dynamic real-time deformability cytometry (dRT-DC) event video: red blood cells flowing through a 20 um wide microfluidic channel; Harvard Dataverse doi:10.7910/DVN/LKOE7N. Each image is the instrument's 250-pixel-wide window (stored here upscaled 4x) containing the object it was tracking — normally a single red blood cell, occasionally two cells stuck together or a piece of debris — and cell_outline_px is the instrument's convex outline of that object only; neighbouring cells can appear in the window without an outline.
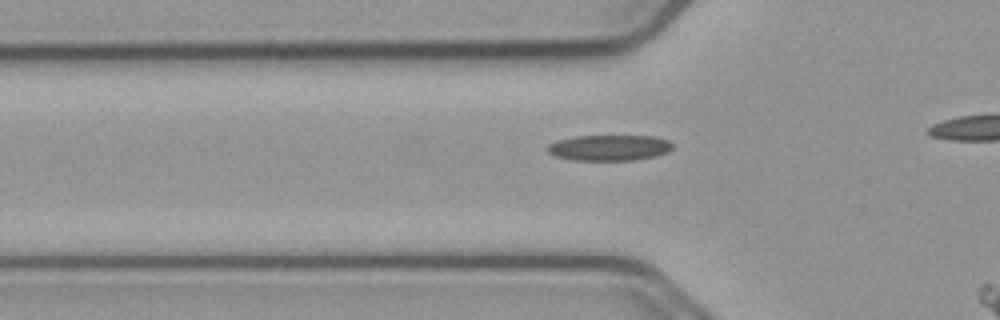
{"species": "common noctule bat (a hibernating species)", "species_latin": "Nyctalus noctula", "temperature_condition": "cold", "stored_images_in_passage": 8, "camera_frame_rate_fps": 3000, "um_per_image_px": 0.085, "animal": {"sex": "male", "body_mass_g": 23.1, "forearm_length_mm": 52.7}, "frame": {"image": 1, "passage_image": 5, "time_ms": 1.333, "image_size_px": [1000, 320], "cell_outline_px": [[672, 148], [668, 152], [656, 156], [632, 160], [572, 160], [556, 156], [548, 152], [544, 148], [548, 144], [556, 140], [576, 136], [656, 136], [668, 140], [672, 144]], "centroid_in_image_um": [51.76, 12.55], "position_along_channel_um": 74.0, "area_um2": 18.9}}